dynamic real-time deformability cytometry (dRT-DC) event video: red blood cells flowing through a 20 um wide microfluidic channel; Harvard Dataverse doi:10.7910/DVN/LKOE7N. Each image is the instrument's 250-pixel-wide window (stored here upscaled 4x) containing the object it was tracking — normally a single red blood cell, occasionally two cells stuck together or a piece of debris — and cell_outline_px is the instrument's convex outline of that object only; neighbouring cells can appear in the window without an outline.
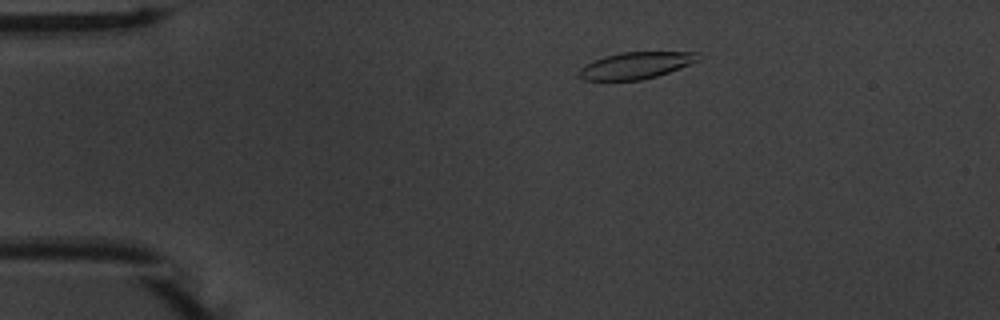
{"species": "common noctule bat (a hibernating species)", "species_latin": "Nyctalus noctula", "temperature_condition": "warm", "stored_images_in_passage": 52, "camera_frame_rate_fps": 3000, "um_per_image_px": 0.085, "animal": {"sex": "male", "body_mass_g": 20.1, "forearm_length_mm": 53.5}, "frame": {"image": 1, "passage_image": 8, "time_ms": 2.333, "image_size_px": [1000, 320], "cell_outline_px": [[700, 60], [668, 72], [656, 76], [640, 80], [584, 80], [576, 76], [580, 68], [604, 56], [620, 52], [700, 52]], "centroid_in_image_um": [54.05, 5.56], "position_along_channel_um": 31.0, "area_um2": 18.44}}
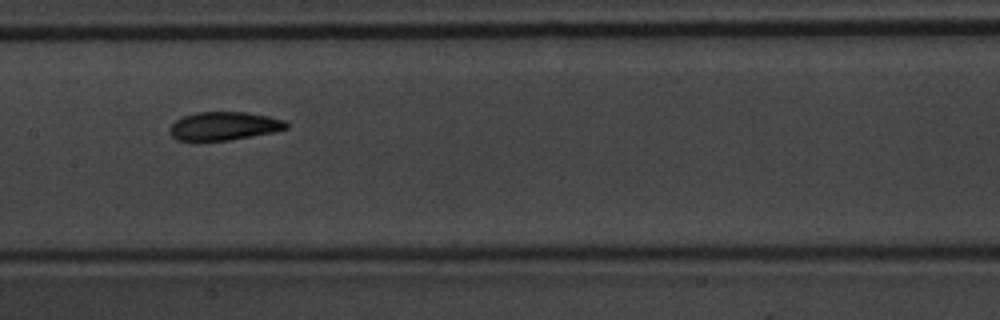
{"frame": {"image": 2, "passage_image": 25, "time_ms": 8.0, "image_size_px": [1000, 320], "cell_outline_px": [[288, 128], [272, 132], [228, 140], [176, 140], [168, 132], [168, 128], [176, 120], [184, 116], [196, 112], [244, 112], [268, 116], [284, 120], [288, 124]], "centroid_in_image_um": [19.01, 10.7], "position_along_channel_um": 188.4, "area_um2": 19.07}}
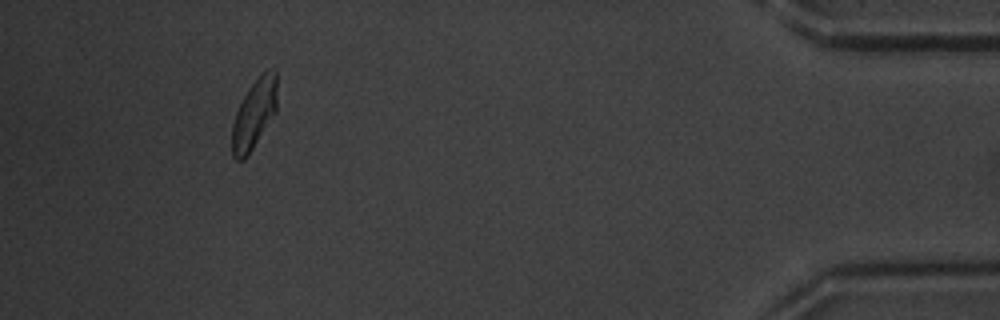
{"frame": {"image": 3, "passage_image": 48, "time_ms": 15.667, "image_size_px": [1000, 320], "cell_outline_px": [[276, 112], [248, 156], [244, 160], [236, 160], [232, 156], [232, 124], [236, 112], [248, 88], [260, 72], [268, 68], [276, 68]], "centroid_in_image_um": [21.61, 9.67], "position_along_channel_um": 413.6, "area_um2": 18.5}, "authors_computed_cell_mechanics": {"area_um2": 19.2474, "velocity_mm_per_s": 3.7333, "shape_relaxation_time_tau1_ms": 3.2648, "shape_relaxation_time_tau2_ms": 3.7038, "deformation_change_tau1": 0.1489, "deformation_change_tau2": 0.0658}}